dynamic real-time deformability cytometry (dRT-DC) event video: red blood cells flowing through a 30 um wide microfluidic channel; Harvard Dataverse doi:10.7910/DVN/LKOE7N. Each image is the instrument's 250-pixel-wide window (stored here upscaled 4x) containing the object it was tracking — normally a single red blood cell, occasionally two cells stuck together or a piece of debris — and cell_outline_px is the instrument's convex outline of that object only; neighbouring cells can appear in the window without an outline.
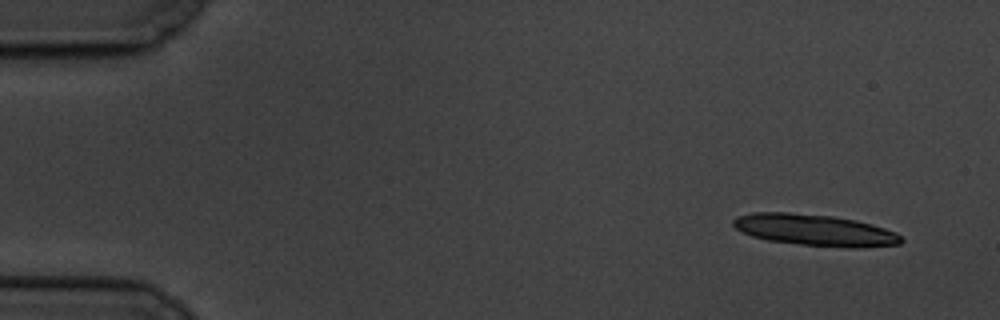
{"species": "common noctule bat (a hibernating species)", "species_latin": "Nyctalus noctula", "temperature_condition": "cold", "stored_images_in_passage": 5, "camera_frame_rate_fps": 3000, "um_per_image_px": 0.085, "animal": {"sex": "male", "body_mass_g": 19.5, "forearm_length_mm": 54.6}, "frame": {"image": 1, "passage_image": 1, "time_ms": 0.0, "image_size_px": [1000, 320], "cell_outline_px": [[904, 240], [900, 244], [860, 248], [848, 248], [800, 244], [768, 240], [752, 236], [736, 228], [732, 224], [732, 220], [736, 216], [752, 212], [788, 212], [832, 216], [856, 220], [884, 228], [896, 232]], "centroid_in_image_um": [69.26, 19.55], "position_along_channel_um": 15.7, "area_um2": 30.81}}